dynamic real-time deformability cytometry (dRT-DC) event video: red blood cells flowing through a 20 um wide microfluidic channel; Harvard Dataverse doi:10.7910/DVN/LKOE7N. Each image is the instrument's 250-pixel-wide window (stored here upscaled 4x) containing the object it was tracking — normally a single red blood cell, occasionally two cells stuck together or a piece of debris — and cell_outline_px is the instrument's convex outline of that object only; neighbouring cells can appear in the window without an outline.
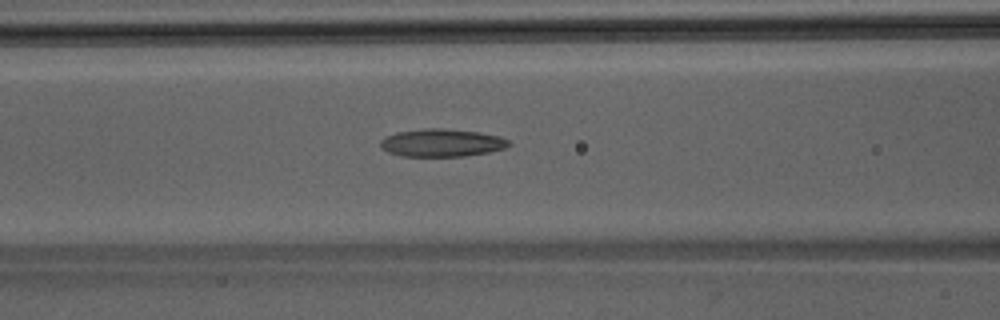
{"species": "Egyptian fruit bat (a non-hibernating species)", "species_latin": "Rousettus aegyptiacus", "temperature_condition": "room temperature", "stored_images_in_passage": 48, "camera_frame_rate_fps": 3000, "um_per_image_px": 0.085, "animal": {"sex": "male"}, "frame": {"image": 1, "passage_image": 20, "time_ms": 6.333, "image_size_px": [1000, 320], "cell_outline_px": [[512, 144], [504, 148], [488, 152], [464, 156], [400, 156], [388, 152], [380, 148], [380, 140], [396, 132], [424, 128], [444, 128], [480, 132], [500, 136], [508, 140]], "centroid_in_image_um": [37.54, 12.13], "position_along_channel_um": 129.1, "area_um2": 20.87}}
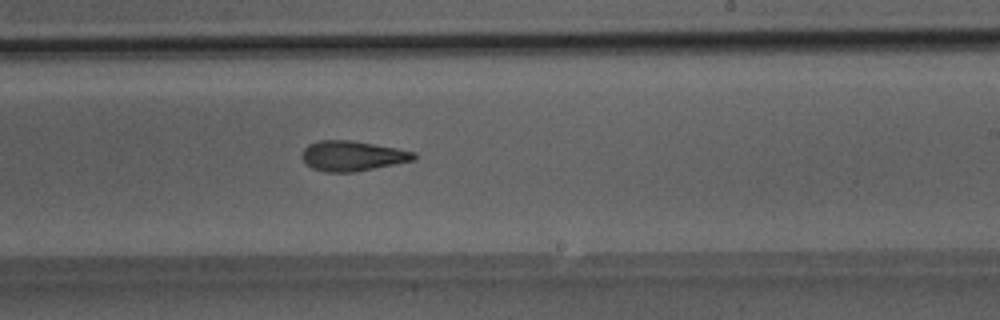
{"frame": {"image": 2, "passage_image": 29, "time_ms": 9.333, "image_size_px": [1000, 320], "cell_outline_px": [[416, 160], [356, 172], [324, 172], [312, 168], [304, 164], [300, 156], [304, 148], [308, 144], [316, 140], [352, 140], [396, 148], [416, 152]], "centroid_in_image_um": [29.92, 13.25], "position_along_channel_um": 259.1, "area_um2": 20.0}}
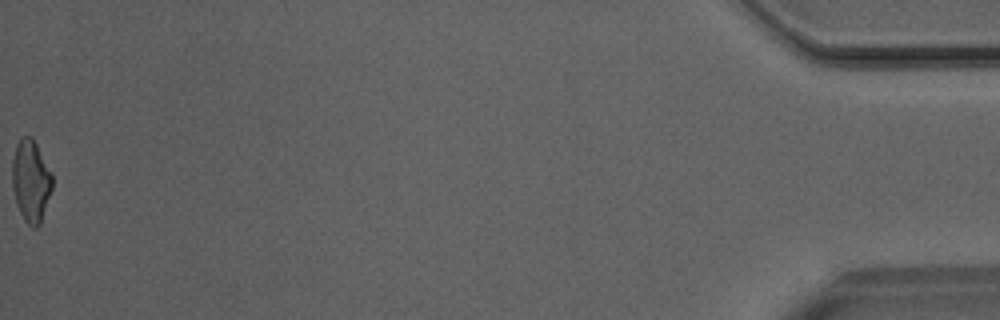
{"frame": {"image": 3, "passage_image": 48, "time_ms": 15.667, "image_size_px": [1000, 320], "cell_outline_px": [[52, 188], [40, 224], [36, 228], [32, 228], [24, 220], [16, 204], [12, 184], [12, 160], [16, 144], [20, 136], [32, 136], [52, 172]], "centroid_in_image_um": [2.61, 15.35], "position_along_channel_um": 432.6, "area_um2": 19.31}}